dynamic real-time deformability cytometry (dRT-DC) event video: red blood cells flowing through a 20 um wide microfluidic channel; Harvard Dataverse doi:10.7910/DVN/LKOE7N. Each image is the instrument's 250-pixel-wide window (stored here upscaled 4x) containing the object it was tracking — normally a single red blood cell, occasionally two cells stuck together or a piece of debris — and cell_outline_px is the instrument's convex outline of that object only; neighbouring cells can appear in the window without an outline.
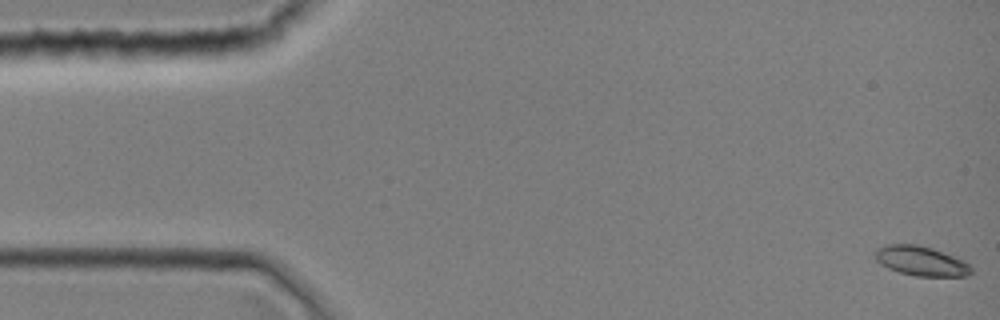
{"species": "common noctule bat (a hibernating species)", "species_latin": "Nyctalus noctula", "temperature_condition": "room temperature", "stored_images_in_passage": 3, "camera_frame_rate_fps": 3000, "um_per_image_px": 0.085, "animal": {"sex": "female", "body_mass_g": 19.0, "forearm_length_mm": 51.5}, "frame": {"image": 1, "passage_image": 1, "time_ms": 0.0, "image_size_px": [1000, 320], "cell_outline_px": [[972, 272], [968, 276], [916, 276], [900, 272], [888, 268], [880, 264], [876, 260], [872, 252], [876, 248], [884, 244], [920, 244], [932, 248], [964, 260], [972, 268]], "centroid_in_image_um": [78.24, 22.17], "position_along_channel_um": 6.8, "area_um2": 16.82}}